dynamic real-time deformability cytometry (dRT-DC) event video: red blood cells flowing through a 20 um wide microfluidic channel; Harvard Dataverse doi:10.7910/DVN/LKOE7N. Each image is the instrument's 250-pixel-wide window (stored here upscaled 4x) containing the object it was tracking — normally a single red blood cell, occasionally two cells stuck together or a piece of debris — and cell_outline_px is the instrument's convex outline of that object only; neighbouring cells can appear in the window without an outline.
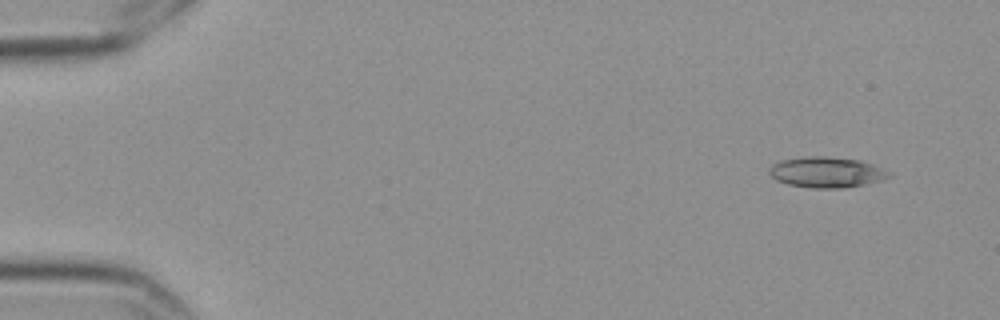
{"species": "Egyptian fruit bat (a non-hibernating species)", "species_latin": "Rousettus aegyptiacus", "temperature_condition": "cold", "stored_images_in_passage": 5, "camera_frame_rate_fps": 3000, "um_per_image_px": 0.085, "frame": {"image": 1, "passage_image": 1, "time_ms": 0.0, "image_size_px": [1000, 320], "cell_outline_px": [[892, 176], [884, 180], [864, 184], [840, 188], [812, 188], [788, 184], [776, 180], [768, 172], [768, 168], [772, 164], [780, 160], [804, 156], [824, 156], [860, 160], [872, 164], [892, 172]], "centroid_in_image_um": [70.26, 14.63], "position_along_channel_um": 14.7, "area_um2": 21.56}}
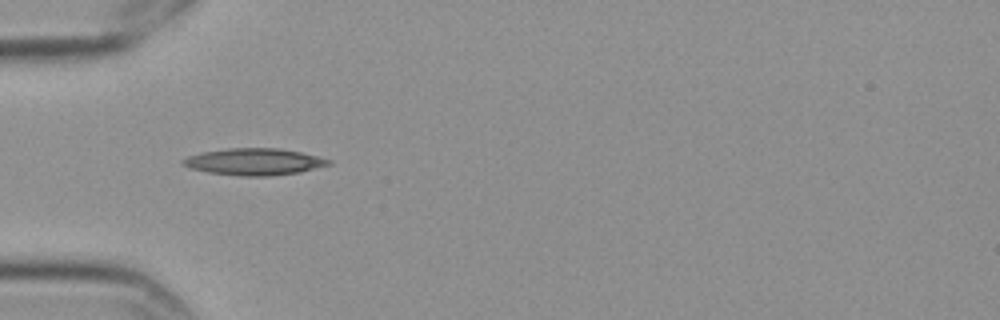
{"frame": {"image": 2, "passage_image": 5, "time_ms": 1.333, "image_size_px": [1000, 320], "cell_outline_px": [[332, 164], [300, 172], [268, 176], [244, 176], [208, 172], [188, 168], [180, 164], [180, 160], [188, 156], [200, 152], [228, 148], [280, 148], [300, 152], [332, 160]], "centroid_in_image_um": [21.56, 13.74], "position_along_channel_um": 63.4, "area_um2": 22.83}}